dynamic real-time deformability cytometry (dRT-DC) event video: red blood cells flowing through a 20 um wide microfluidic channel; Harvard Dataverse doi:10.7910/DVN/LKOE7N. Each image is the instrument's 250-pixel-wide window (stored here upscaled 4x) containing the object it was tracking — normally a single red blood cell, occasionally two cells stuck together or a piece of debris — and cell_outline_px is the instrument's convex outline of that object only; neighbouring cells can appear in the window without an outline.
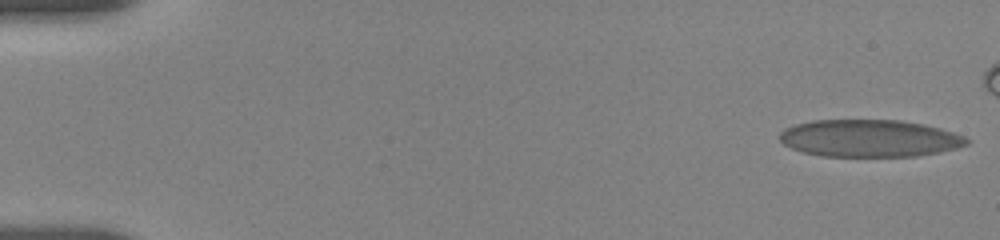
{"species": "human", "species_latin": "Homo sapiens", "temperature_condition": "room temperature", "stored_images_in_passage": 30, "camera_frame_rate_fps": 3000, "um_per_image_px": 0.085, "donor": {"sex": "female"}, "frame": {"image": 1, "passage_image": 1, "time_ms": 0.0, "image_size_px": [1000, 240], "cell_outline_px": [[968, 144], [956, 148], [940, 152], [916, 156], [820, 156], [804, 152], [792, 148], [784, 144], [780, 140], [780, 132], [784, 128], [796, 124], [812, 120], [900, 120], [924, 124], [940, 128], [964, 136], [968, 140]], "centroid_in_image_um": [73.9, 11.75], "position_along_channel_um": 11.1, "area_um2": 40.58}}
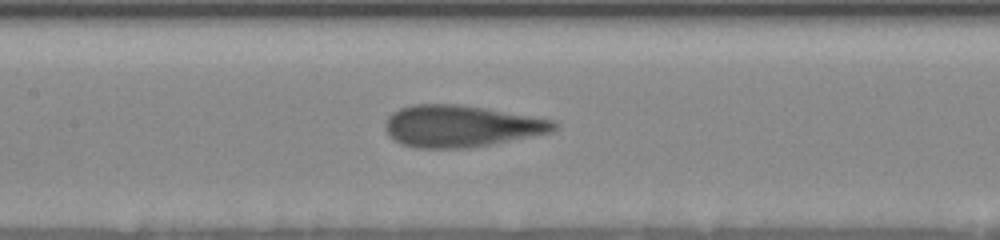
{"frame": {"image": 2, "passage_image": 21, "time_ms": 8.333, "image_size_px": [1000, 240], "cell_outline_px": [[560, 128], [552, 132], [492, 144], [468, 148], [416, 148], [400, 144], [388, 136], [384, 128], [384, 124], [388, 116], [392, 112], [400, 108], [412, 104], [460, 104], [556, 120], [560, 124]], "centroid_in_image_um": [39.19, 10.72], "position_along_channel_um": 168.2, "area_um2": 41.5}}
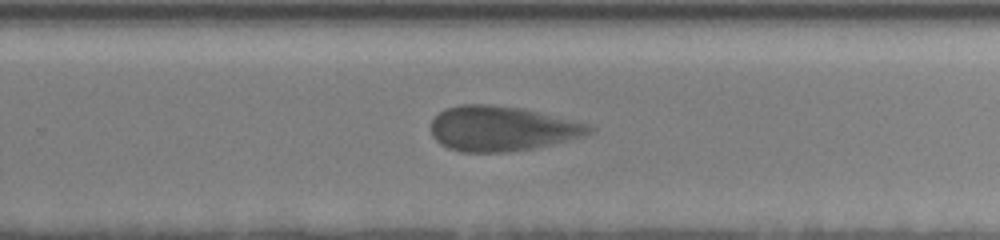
{"frame": {"image": 3, "passage_image": 30, "time_ms": 11.667, "image_size_px": [1000, 240], "cell_outline_px": [[596, 128], [592, 132], [584, 136], [552, 144], [532, 148], [504, 152], [460, 152], [448, 148], [440, 144], [432, 136], [432, 120], [444, 108], [460, 104], [488, 104], [520, 108], [592, 124]], "centroid_in_image_um": [42.66, 10.93], "position_along_channel_um": 287.1, "area_um2": 41.5}}